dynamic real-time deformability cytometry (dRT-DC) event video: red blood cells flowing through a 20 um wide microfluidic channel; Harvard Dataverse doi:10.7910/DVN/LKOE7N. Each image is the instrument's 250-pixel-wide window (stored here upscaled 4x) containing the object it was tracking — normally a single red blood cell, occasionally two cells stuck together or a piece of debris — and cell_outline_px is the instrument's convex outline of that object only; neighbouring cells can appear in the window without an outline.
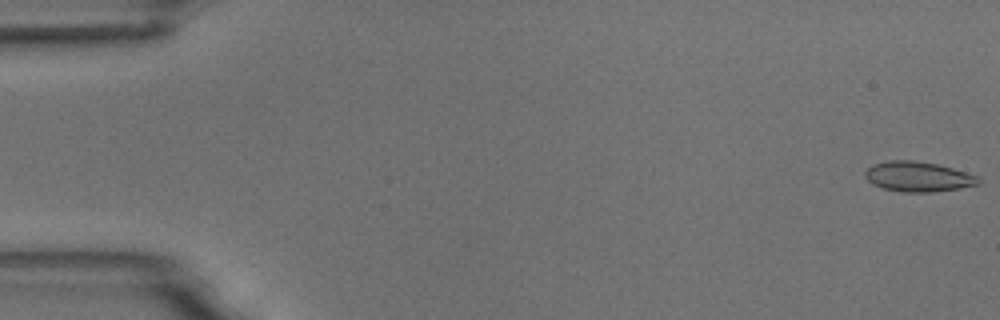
{"species": "common noctule bat (a hibernating species)", "species_latin": "Nyctalus noctula", "temperature_condition": "room temperature", "stored_images_in_passage": 6, "camera_frame_rate_fps": 3000, "um_per_image_px": 0.085, "animal": {"sex": "male", "body_mass_g": 18.8}, "frame": {"image": 1, "passage_image": 1, "time_ms": 0.0, "image_size_px": [1000, 320], "cell_outline_px": [[980, 184], [960, 188], [932, 192], [904, 192], [884, 188], [872, 184], [864, 176], [864, 172], [872, 164], [888, 160], [912, 160], [936, 164], [952, 168], [976, 176], [980, 180]], "centroid_in_image_um": [78.0, 15.01], "position_along_channel_um": 7.0, "area_um2": 19.71}}
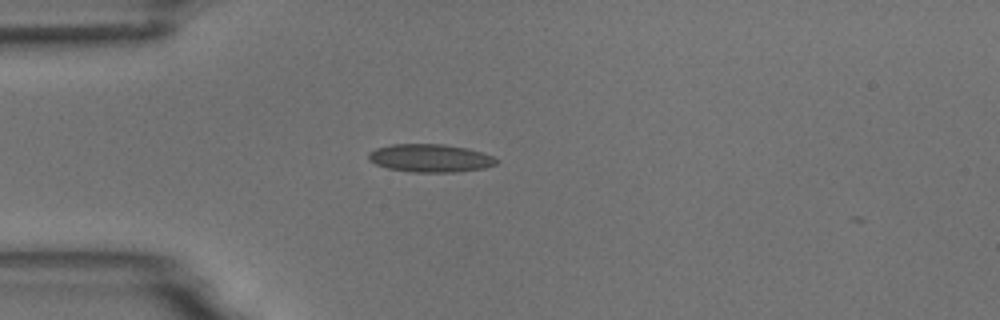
{"frame": {"image": 2, "passage_image": 5, "time_ms": 4.667, "image_size_px": [1000, 320], "cell_outline_px": [[500, 160], [496, 164], [484, 168], [456, 172], [412, 172], [388, 168], [376, 164], [368, 160], [368, 152], [376, 148], [392, 144], [444, 144], [468, 148], [492, 156]], "centroid_in_image_um": [36.57, 13.44], "position_along_channel_um": 48.4, "area_um2": 20.92}}